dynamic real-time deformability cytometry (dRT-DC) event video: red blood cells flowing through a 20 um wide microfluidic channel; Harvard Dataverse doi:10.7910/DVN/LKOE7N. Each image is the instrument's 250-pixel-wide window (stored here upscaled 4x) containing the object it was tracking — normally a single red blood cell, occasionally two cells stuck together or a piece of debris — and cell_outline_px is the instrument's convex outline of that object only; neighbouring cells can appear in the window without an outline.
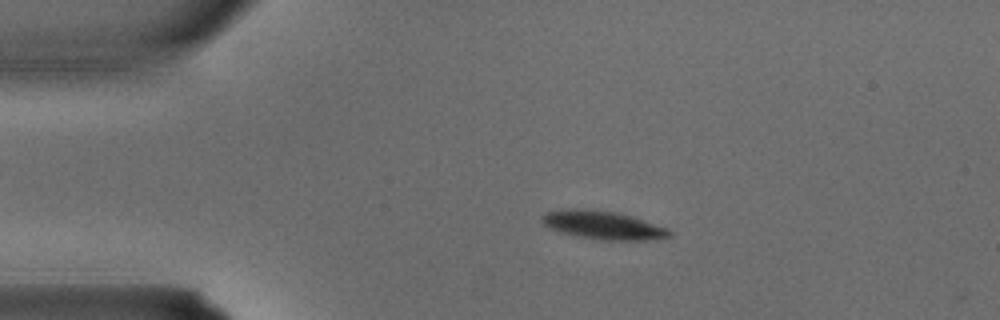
{"species": "common noctule bat (a hibernating species)", "species_latin": "Nyctalus noctula", "temperature_condition": "warm", "stored_images_in_passage": 2, "camera_frame_rate_fps": 3000, "um_per_image_px": 0.085, "animal": {"sex": "male", "body_mass_g": 15.6}, "frame": {"image": 1, "passage_image": 1, "time_ms": 0.0, "image_size_px": [1000, 320], "cell_outline_px": [[672, 236], [644, 240], [608, 240], [580, 236], [560, 232], [544, 224], [540, 220], [540, 216], [548, 212], [560, 208], [572, 208], [612, 212], [628, 216], [668, 228], [672, 232]], "centroid_in_image_um": [51.21, 19.13], "position_along_channel_um": 33.8, "area_um2": 20.46}}
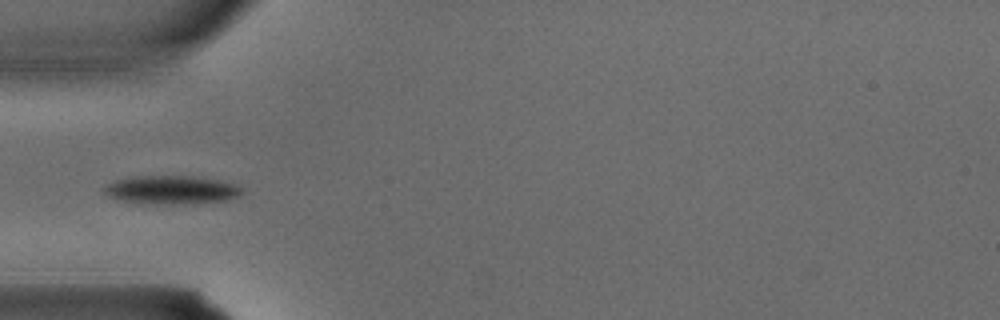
{"frame": {"image": 2, "passage_image": 2, "time_ms": 0.333, "image_size_px": [1000, 320], "cell_outline_px": [[244, 192], [228, 200], [192, 204], [136, 204], [108, 196], [104, 192], [104, 188], [108, 184], [116, 180], [132, 176], [200, 176], [220, 180], [236, 184], [244, 188]], "centroid_in_image_um": [14.61, 16.14], "position_along_channel_um": 70.4, "area_um2": 23.35}}